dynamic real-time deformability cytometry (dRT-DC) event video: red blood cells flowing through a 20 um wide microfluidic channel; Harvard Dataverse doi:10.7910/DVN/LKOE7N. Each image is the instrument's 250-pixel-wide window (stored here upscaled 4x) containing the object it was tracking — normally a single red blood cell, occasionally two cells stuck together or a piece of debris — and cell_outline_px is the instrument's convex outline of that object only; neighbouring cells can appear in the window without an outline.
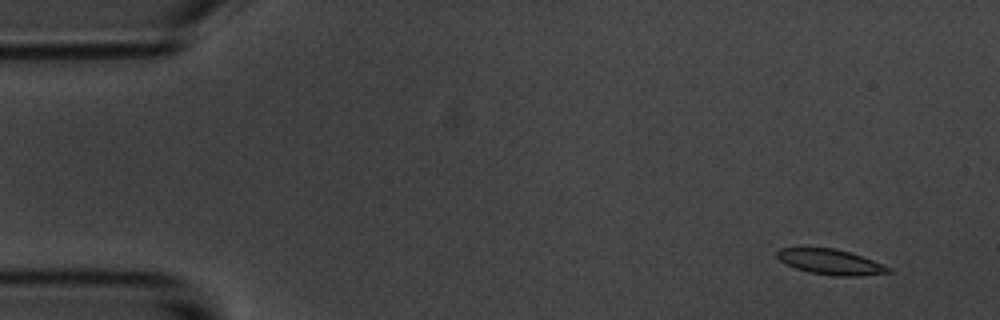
{"species": "common noctule bat (a hibernating species)", "species_latin": "Nyctalus noctula", "temperature_condition": "room temperature", "stored_images_in_passage": 7, "camera_frame_rate_fps": 3000, "um_per_image_px": 0.085, "animal": {"sex": "male", "body_mass_g": 20.1, "forearm_length_mm": 53.5}, "frame": {"image": 1, "passage_image": 2, "time_ms": 1.333, "image_size_px": [1000, 320], "cell_outline_px": [[892, 272], [860, 276], [836, 276], [808, 272], [796, 268], [780, 260], [776, 256], [776, 252], [780, 248], [836, 248], [872, 260], [892, 268]], "centroid_in_image_um": [70.61, 22.27], "position_along_channel_um": 14.4, "area_um2": 16.24}}
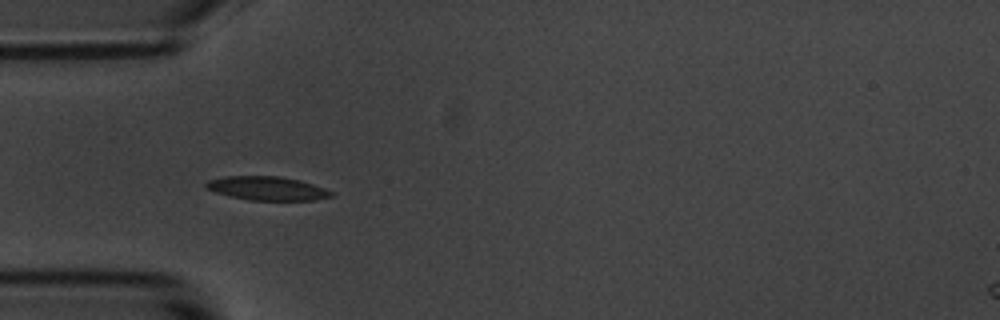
{"frame": {"image": 2, "passage_image": 6, "time_ms": 5.667, "image_size_px": [1000, 320], "cell_outline_px": [[332, 196], [316, 200], [248, 200], [228, 196], [216, 192], [208, 188], [204, 184], [208, 180], [224, 176], [280, 176], [300, 180], [324, 188], [332, 192]], "centroid_in_image_um": [22.69, 16.01], "position_along_channel_um": 62.3, "area_um2": 17.28}}